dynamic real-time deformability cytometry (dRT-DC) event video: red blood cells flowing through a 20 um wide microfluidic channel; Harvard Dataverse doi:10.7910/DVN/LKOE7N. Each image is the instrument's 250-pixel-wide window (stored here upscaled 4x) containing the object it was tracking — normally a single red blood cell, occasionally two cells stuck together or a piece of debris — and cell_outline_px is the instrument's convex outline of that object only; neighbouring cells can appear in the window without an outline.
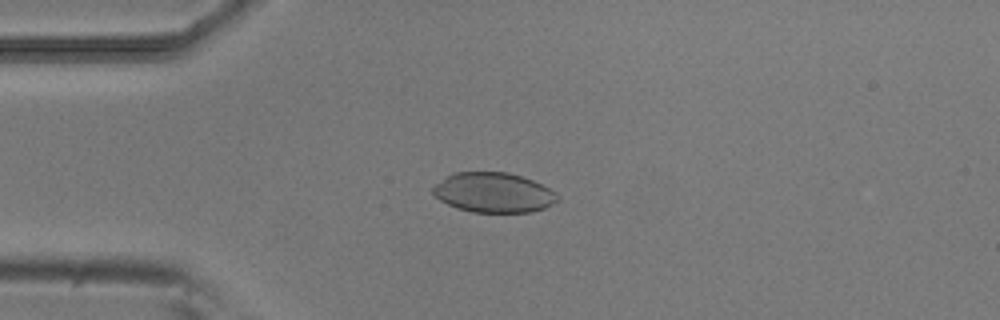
{"species": "common noctule bat (a hibernating species)", "species_latin": "Nyctalus noctula", "temperature_condition": "room temperature", "stored_images_in_passage": 53, "camera_frame_rate_fps": 3000, "um_per_image_px": 0.085, "animal": {"sex": "male", "body_mass_g": 20.5, "forearm_length_mm": 52.5}, "frame": {"image": 1, "passage_image": 13, "time_ms": 4.0, "image_size_px": [1000, 320], "cell_outline_px": [[560, 200], [544, 208], [532, 212], [472, 212], [456, 208], [440, 200], [432, 192], [432, 188], [436, 184], [452, 172], [508, 172], [532, 180], [556, 192], [560, 196]], "centroid_in_image_um": [41.96, 16.37], "position_along_channel_um": 43.0, "area_um2": 28.96}}
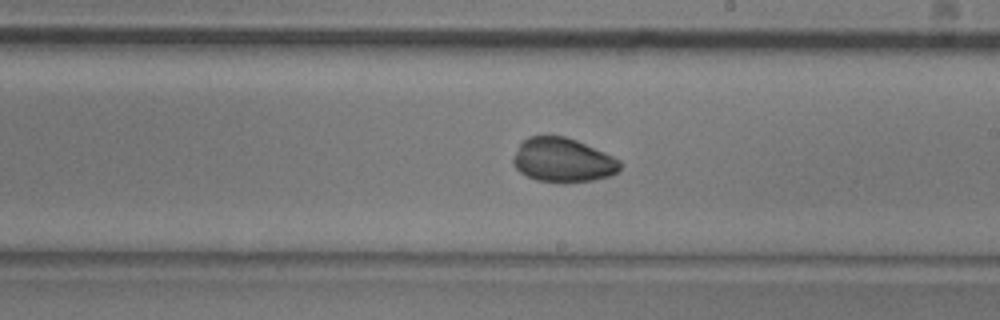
{"frame": {"image": 2, "passage_image": 30, "time_ms": 9.667, "image_size_px": [1000, 320], "cell_outline_px": [[624, 164], [620, 172], [612, 176], [592, 180], [568, 184], [564, 184], [536, 180], [520, 172], [512, 164], [512, 160], [520, 144], [528, 136], [564, 136], [576, 140], [604, 152], [620, 160]], "centroid_in_image_um": [47.89, 13.64], "position_along_channel_um": 241.1, "area_um2": 27.92}}
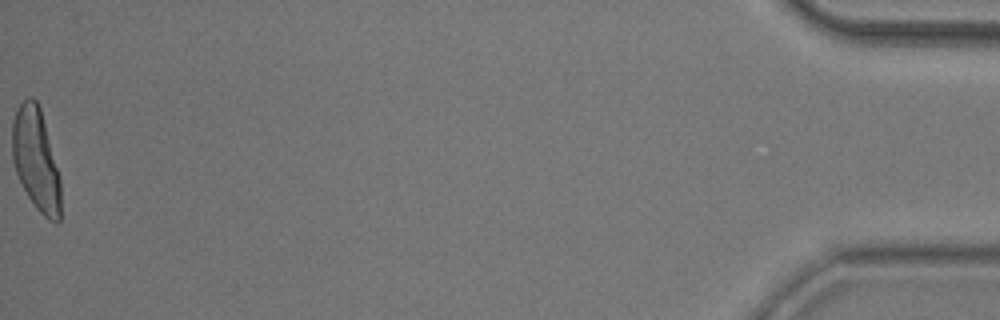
{"frame": {"image": 3, "passage_image": 53, "time_ms": 17.333, "image_size_px": [1000, 320], "cell_outline_px": [[60, 220], [56, 224], [48, 220], [36, 208], [28, 196], [16, 172], [12, 160], [12, 120], [16, 108], [28, 96], [32, 96], [36, 100], [40, 108], [60, 176]], "centroid_in_image_um": [3.05, 13.55], "position_along_channel_um": 432.2, "area_um2": 28.96}, "authors_computed_cell_mechanics": {"area_um2": 28.611, "velocity_mm_per_s": 3.8213, "shape_relaxation_time_tau1_ms": 3.3139, "shape_relaxation_time_tau2_ms": 7.0283, "deformation_change_tau1": 0.1381, "deformation_change_tau2": 0.0974}}